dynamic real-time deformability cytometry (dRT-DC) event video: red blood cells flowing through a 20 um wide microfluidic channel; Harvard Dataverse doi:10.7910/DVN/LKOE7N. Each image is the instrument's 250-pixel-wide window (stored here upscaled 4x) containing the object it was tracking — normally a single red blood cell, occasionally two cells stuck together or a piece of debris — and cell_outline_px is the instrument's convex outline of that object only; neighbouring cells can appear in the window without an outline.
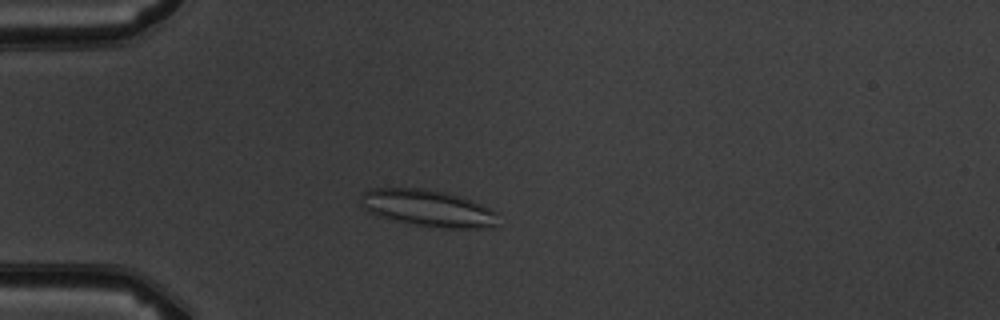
{"species": "common noctule bat (a hibernating species)", "species_latin": "Nyctalus noctula", "temperature_condition": "warm", "stored_images_in_passage": 4, "camera_frame_rate_fps": 3000, "um_per_image_px": 0.085, "animal": {"sex": "male", "body_mass_g": 19.5, "forearm_length_mm": 54.6}, "frame": {"image": 1, "passage_image": 3, "time_ms": 2.333, "image_size_px": [1000, 320], "cell_outline_px": [[496, 228], [440, 228], [416, 224], [396, 220], [380, 216], [368, 212], [360, 204], [364, 192], [372, 188], [424, 188], [444, 192], [472, 200], [496, 212]], "centroid_in_image_um": [36.38, 17.69], "position_along_channel_um": 48.6, "area_um2": 29.13}}